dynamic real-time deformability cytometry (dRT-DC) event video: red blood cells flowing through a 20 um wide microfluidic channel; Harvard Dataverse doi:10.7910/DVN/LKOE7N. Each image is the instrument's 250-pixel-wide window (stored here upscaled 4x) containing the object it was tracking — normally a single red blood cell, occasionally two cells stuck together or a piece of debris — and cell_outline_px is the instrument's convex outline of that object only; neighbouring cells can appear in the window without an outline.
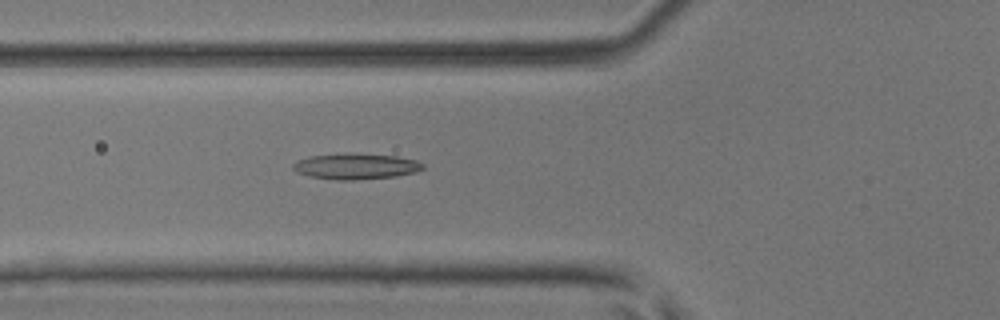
{"species": "common noctule bat (a hibernating species)", "species_latin": "Nyctalus noctula", "temperature_condition": "room temperature", "stored_images_in_passage": 33, "camera_frame_rate_fps": 3000, "um_per_image_px": 0.085, "animal": {"sex": "male", "body_mass_g": 17.9, "forearm_length_mm": 54.2}, "frame": {"image": 1, "passage_image": 9, "time_ms": 2.667, "image_size_px": [1000, 320], "cell_outline_px": [[424, 168], [416, 172], [396, 176], [348, 180], [336, 180], [312, 176], [296, 172], [292, 168], [292, 164], [296, 160], [308, 156], [396, 156], [416, 160], [424, 164]], "centroid_in_image_um": [30.25, 14.18], "position_along_channel_um": 95.6, "area_um2": 18.44}}
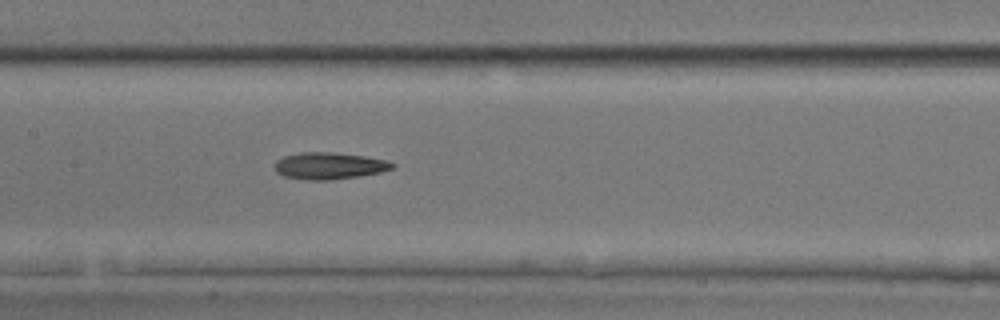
{"frame": {"image": 2, "passage_image": 15, "time_ms": 4.667, "image_size_px": [1000, 320], "cell_outline_px": [[396, 164], [392, 168], [380, 172], [356, 176], [328, 180], [304, 180], [284, 176], [276, 172], [276, 160], [284, 156], [300, 152], [332, 152], [364, 156], [388, 160]], "centroid_in_image_um": [27.97, 14.08], "position_along_channel_um": 179.4, "area_um2": 18.26}}
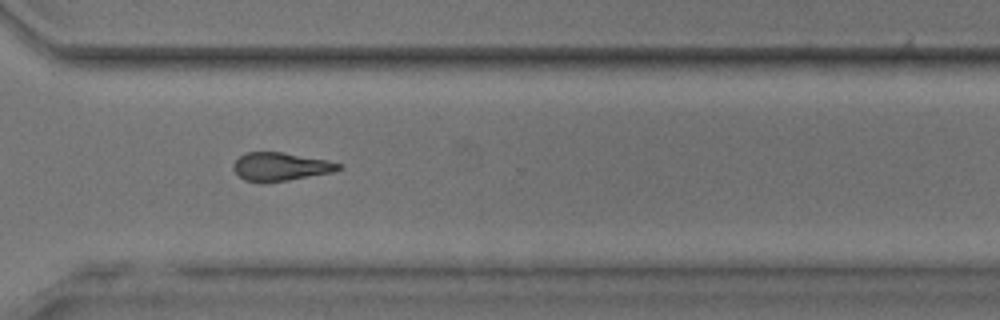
{"frame": {"image": 3, "passage_image": 27, "time_ms": 8.667, "image_size_px": [1000, 320], "cell_outline_px": [[344, 168], [332, 172], [288, 180], [244, 180], [232, 168], [232, 164], [244, 152], [280, 152], [328, 160], [344, 164]], "centroid_in_image_um": [23.9, 14.13], "position_along_channel_um": 346.7, "area_um2": 16.94}, "authors_computed_cell_mechanics": {"area_um2": 18.0914, "velocity_mm_per_s": 4.1815, "shape_relaxation_time_tau1_ms": 2.882, "shape_relaxation_time_tau2_ms": null, "deformation_change_tau1": 0.1148, "deformation_change_tau2": null}}